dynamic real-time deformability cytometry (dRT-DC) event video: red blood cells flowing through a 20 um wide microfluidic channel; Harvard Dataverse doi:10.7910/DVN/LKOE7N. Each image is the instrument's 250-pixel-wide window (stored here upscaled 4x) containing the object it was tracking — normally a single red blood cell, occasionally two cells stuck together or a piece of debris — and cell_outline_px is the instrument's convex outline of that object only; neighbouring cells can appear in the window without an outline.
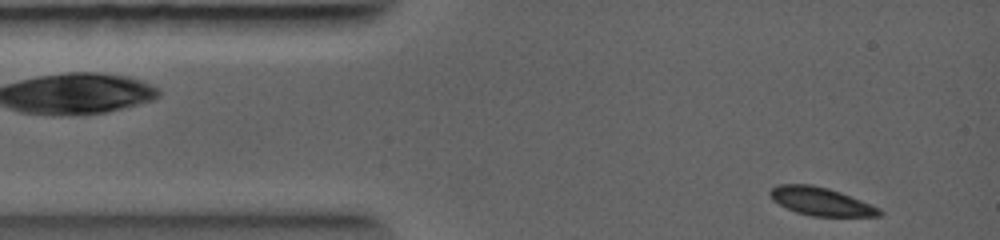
{"species": "common noctule bat (a hibernating species)", "species_latin": "Nyctalus noctula", "temperature_condition": "warm", "stored_images_in_passage": 2, "camera_frame_rate_fps": 5000, "um_per_image_px": 0.085, "animal": {"sex": "female", "body_mass_g": 19.0, "forearm_length_mm": 56.7}, "frame": {"image": 1, "passage_image": 1, "time_ms": 0.0, "image_size_px": [1000, 240], "cell_outline_px": [[884, 212], [880, 216], [812, 216], [796, 212], [772, 200], [768, 192], [776, 184], [812, 184], [828, 188], [840, 192], [880, 208]], "centroid_in_image_um": [69.76, 17.11], "position_along_channel_um": 15.2, "area_um2": 17.86}}